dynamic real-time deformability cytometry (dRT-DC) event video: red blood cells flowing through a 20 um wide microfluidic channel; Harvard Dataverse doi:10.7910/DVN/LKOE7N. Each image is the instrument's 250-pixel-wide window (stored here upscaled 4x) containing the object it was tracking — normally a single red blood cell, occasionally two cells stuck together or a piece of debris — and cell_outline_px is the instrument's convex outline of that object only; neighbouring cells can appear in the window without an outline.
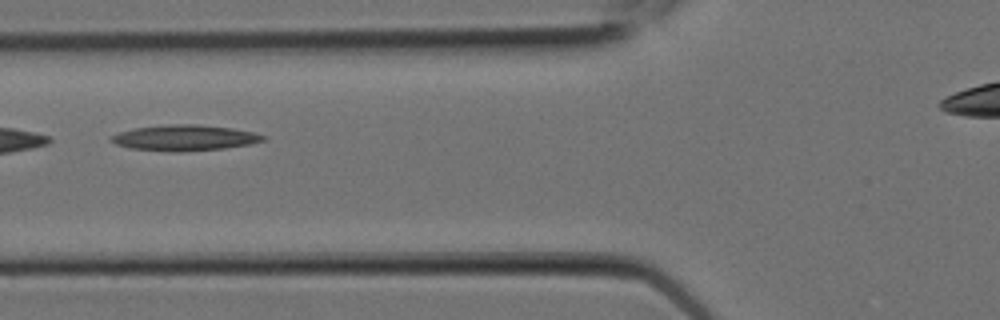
{"species": "Egyptian fruit bat (a non-hibernating species)", "species_latin": "Rousettus aegyptiacus", "temperature_condition": "room temperature", "stored_images_in_passage": 9, "camera_frame_rate_fps": 3000, "um_per_image_px": 0.085, "animal": {"sex": "female"}, "frame": {"image": 1, "passage_image": 7, "time_ms": 2.0, "image_size_px": [1000, 320], "cell_outline_px": [[268, 136], [264, 140], [252, 144], [224, 148], [180, 152], [168, 152], [132, 148], [116, 144], [108, 140], [112, 136], [120, 132], [136, 128], [172, 124], [196, 124], [232, 128], [252, 132]], "centroid_in_image_um": [15.72, 11.72], "position_along_channel_um": 110.1, "area_um2": 22.72}}
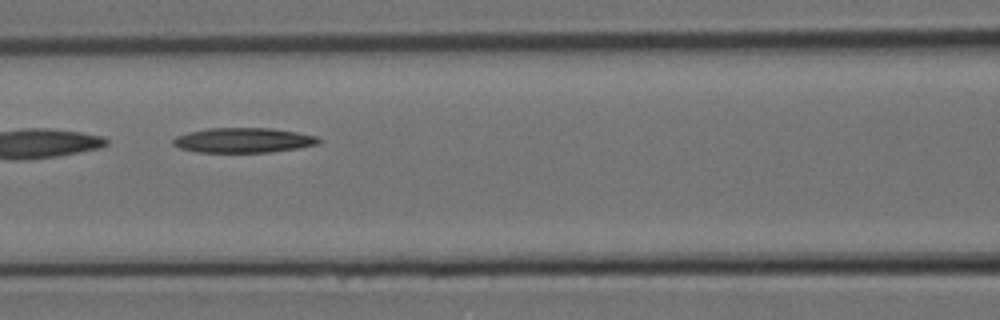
{"frame": {"image": 2, "passage_image": 8, "time_ms": 2.333, "image_size_px": [1000, 320], "cell_outline_px": [[324, 140], [320, 144], [300, 148], [268, 152], [196, 152], [180, 148], [172, 144], [172, 140], [176, 136], [208, 128], [272, 128], [296, 132], [316, 136]], "centroid_in_image_um": [20.74, 11.92], "position_along_channel_um": 145.9, "area_um2": 21.15}}